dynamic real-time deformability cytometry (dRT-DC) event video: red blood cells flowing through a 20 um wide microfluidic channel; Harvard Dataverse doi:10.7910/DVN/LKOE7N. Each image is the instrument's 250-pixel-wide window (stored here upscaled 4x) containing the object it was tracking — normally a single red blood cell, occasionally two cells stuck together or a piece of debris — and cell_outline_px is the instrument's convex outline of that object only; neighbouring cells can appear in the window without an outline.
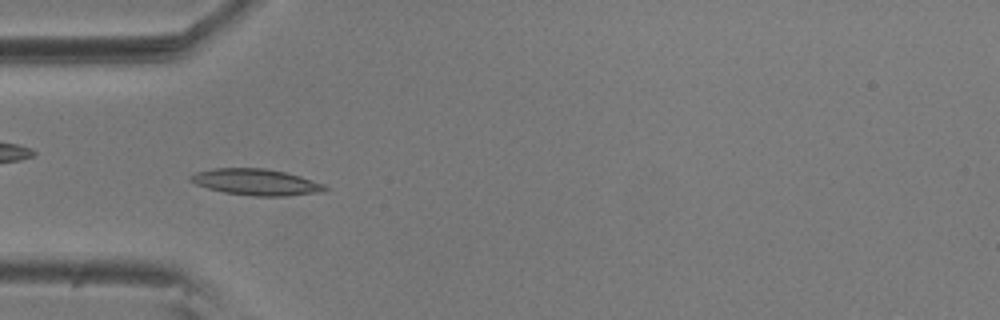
{"species": "common noctule bat (a hibernating species)", "species_latin": "Nyctalus noctula", "temperature_condition": "room temperature", "stored_images_in_passage": 55, "camera_frame_rate_fps": 3000, "um_per_image_px": 0.085, "animal": {"sex": "male", "body_mass_g": 20.5, "forearm_length_mm": 52.5}, "frame": {"image": 1, "passage_image": 16, "time_ms": 5.0, "image_size_px": [1000, 320], "cell_outline_px": [[328, 188], [320, 192], [288, 196], [252, 196], [224, 192], [208, 188], [196, 184], [188, 180], [188, 176], [196, 172], [212, 168], [264, 168], [284, 172], [300, 176], [324, 184]], "centroid_in_image_um": [21.73, 15.47], "position_along_channel_um": 63.3, "area_um2": 20.58}}
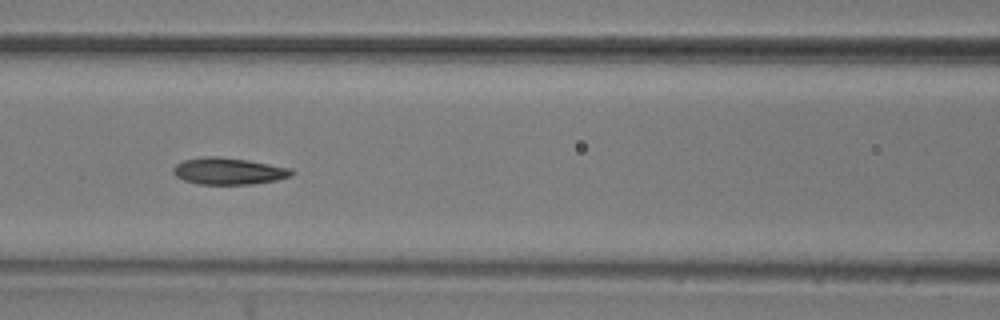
{"frame": {"image": 2, "passage_image": 23, "time_ms": 7.333, "image_size_px": [1000, 320], "cell_outline_px": [[296, 172], [292, 176], [276, 180], [252, 184], [196, 184], [184, 180], [176, 176], [172, 172], [172, 168], [176, 164], [184, 160], [204, 156], [220, 156], [248, 160], [292, 168]], "centroid_in_image_um": [19.44, 14.54], "position_along_channel_um": 147.2, "area_um2": 18.67}}
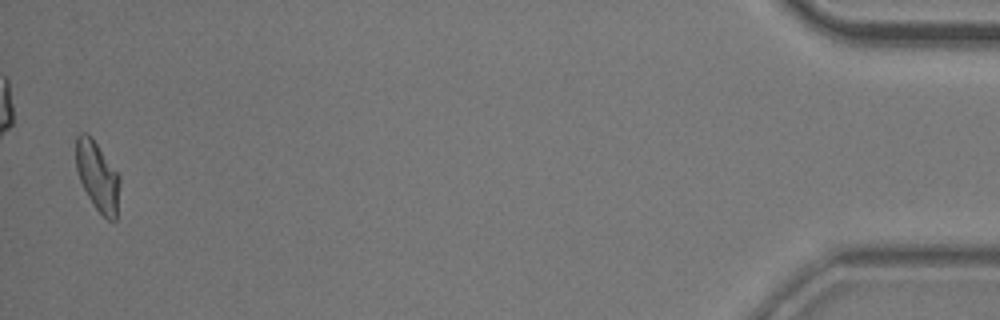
{"frame": {"image": 3, "passage_image": 54, "time_ms": 17.667, "image_size_px": [1000, 320], "cell_outline_px": [[120, 184], [116, 220], [108, 220], [96, 208], [88, 196], [80, 180], [76, 168], [76, 136], [80, 132], [88, 132], [92, 136], [120, 176]], "centroid_in_image_um": [8.29, 14.93], "position_along_channel_um": 426.9, "area_um2": 17.74}, "authors_computed_cell_mechanics": {"area_um2": 18.2648, "velocity_mm_per_s": 3.5959, "shape_relaxation_time_tau1_ms": 5.8877, "shape_relaxation_time_tau2_ms": 2.8806, "deformation_change_tau1": 0.1713, "deformation_change_tau2": 0.0972}}